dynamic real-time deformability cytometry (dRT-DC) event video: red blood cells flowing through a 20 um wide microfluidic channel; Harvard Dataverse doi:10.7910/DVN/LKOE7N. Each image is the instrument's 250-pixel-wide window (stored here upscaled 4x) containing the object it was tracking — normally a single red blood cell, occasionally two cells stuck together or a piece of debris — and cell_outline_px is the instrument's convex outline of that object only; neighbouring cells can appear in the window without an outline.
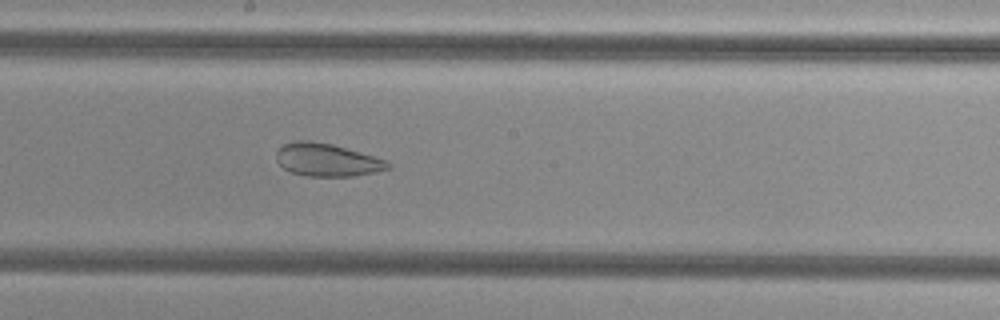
{"species": "common noctule bat (a hibernating species)", "species_latin": "Nyctalus noctula", "temperature_condition": "cold", "stored_images_in_passage": 41, "camera_frame_rate_fps": 3000, "um_per_image_px": 0.085, "animal": {"sex": "female", "body_mass_g": 29.2, "forearm_length_mm": 56.3}, "frame": {"image": 1, "passage_image": 17, "time_ms": 5.333, "image_size_px": [1000, 320], "cell_outline_px": [[392, 168], [376, 172], [352, 176], [304, 176], [292, 172], [284, 168], [276, 160], [276, 152], [284, 144], [296, 140], [312, 140], [332, 144], [372, 156], [384, 160], [392, 164]], "centroid_in_image_um": [27.78, 13.59], "position_along_channel_um": 220.4, "area_um2": 21.27}}
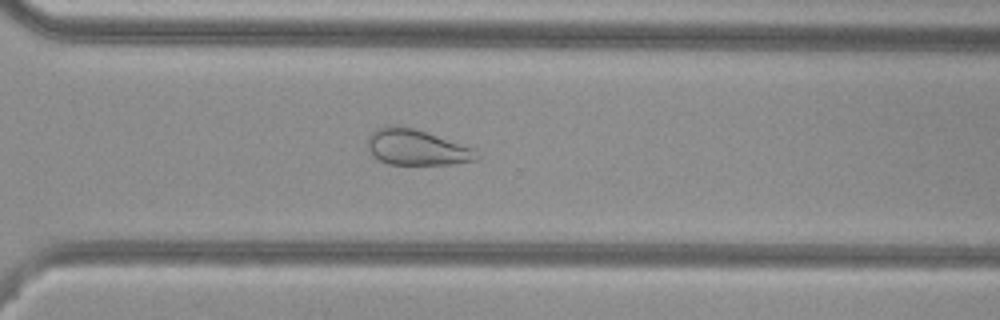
{"frame": {"image": 2, "passage_image": 26, "time_ms": 8.333, "image_size_px": [1000, 320], "cell_outline_px": [[484, 156], [476, 160], [452, 164], [388, 164], [372, 156], [368, 148], [368, 136], [376, 128], [392, 124], [404, 124], [476, 148]], "centroid_in_image_um": [35.46, 12.5], "position_along_channel_um": 335.1, "area_um2": 23.47}}
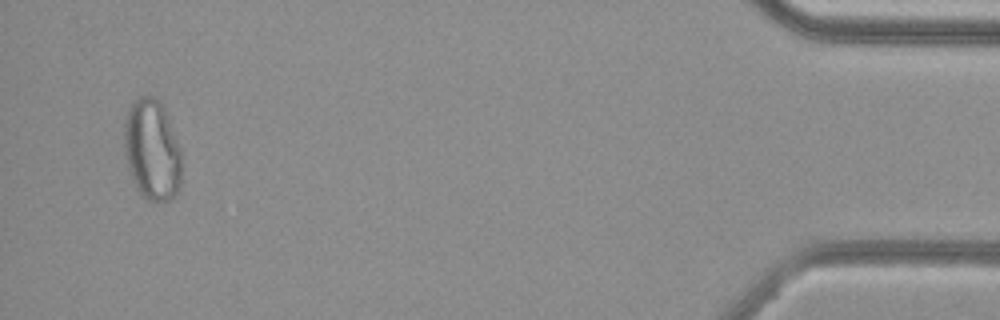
{"frame": {"image": 3, "passage_image": 39, "time_ms": 12.667, "image_size_px": [1000, 320], "cell_outline_px": [[180, 188], [168, 200], [156, 204], [140, 196], [132, 180], [128, 168], [124, 148], [124, 116], [128, 108], [140, 96], [152, 96], [160, 100], [168, 120], [180, 152]], "centroid_in_image_um": [12.88, 12.78], "position_along_channel_um": 422.3, "area_um2": 33.7}, "authors_computed_cell_mechanics": {"area_um2": 28.1486, "velocity_mm_per_s": 3.8264, "shape_relaxation_time_tau1_ms": null, "shape_relaxation_time_tau2_ms": 2.3305, "deformation_change_tau1": null, "deformation_change_tau2": 0.0981}}